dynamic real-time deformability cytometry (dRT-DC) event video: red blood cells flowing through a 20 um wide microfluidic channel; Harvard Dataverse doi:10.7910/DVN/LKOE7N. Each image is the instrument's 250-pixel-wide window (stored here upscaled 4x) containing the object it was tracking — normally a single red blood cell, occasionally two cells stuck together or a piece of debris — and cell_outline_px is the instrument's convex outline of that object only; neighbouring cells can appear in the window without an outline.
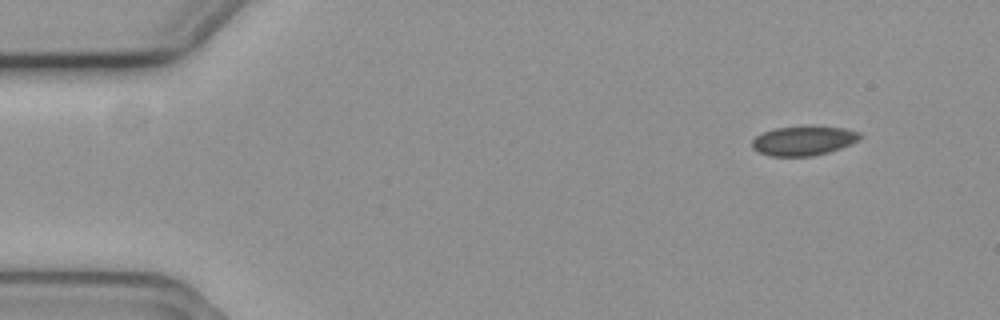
{"species": "common noctule bat (a hibernating species)", "species_latin": "Nyctalus noctula", "temperature_condition": "cold", "stored_images_in_passage": 52, "camera_frame_rate_fps": 3000, "um_per_image_px": 0.085, "animal": {"sex": "female", "body_mass_g": 19.3, "forearm_length_mm": 54.1}, "frame": {"image": 1, "passage_image": 1, "time_ms": 0.0, "image_size_px": [1000, 320], "cell_outline_px": [[864, 136], [860, 140], [840, 148], [828, 152], [812, 156], [768, 156], [756, 152], [752, 148], [752, 140], [756, 136], [764, 132], [776, 128], [844, 128], [860, 132]], "centroid_in_image_um": [68.29, 12.0], "position_along_channel_um": 16.7, "area_um2": 18.09}}
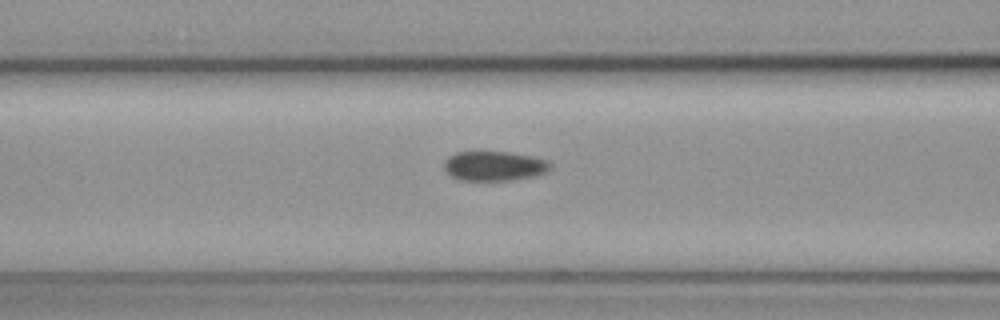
{"frame": {"image": 2, "passage_image": 18, "time_ms": 5.667, "image_size_px": [1000, 320], "cell_outline_px": [[552, 168], [548, 172], [536, 176], [512, 180], [456, 180], [444, 168], [444, 160], [448, 156], [456, 152], [508, 152], [532, 156], [548, 160], [552, 164]], "centroid_in_image_um": [42.05, 14.11], "position_along_channel_um": 124.6, "area_um2": 18.55}}
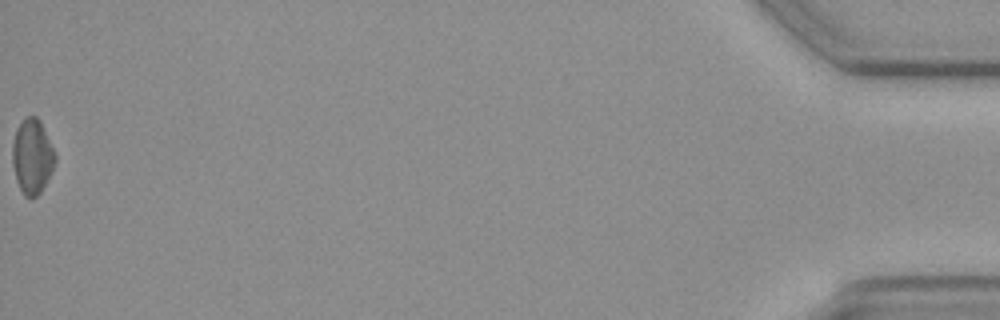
{"frame": {"image": 3, "passage_image": 52, "time_ms": 17.0, "image_size_px": [1000, 320], "cell_outline_px": [[56, 160], [40, 192], [36, 196], [24, 196], [16, 180], [12, 164], [12, 144], [16, 128], [28, 116], [36, 116], [40, 120], [56, 156]], "centroid_in_image_um": [2.71, 13.28], "position_along_channel_um": 432.5, "area_um2": 18.21}}